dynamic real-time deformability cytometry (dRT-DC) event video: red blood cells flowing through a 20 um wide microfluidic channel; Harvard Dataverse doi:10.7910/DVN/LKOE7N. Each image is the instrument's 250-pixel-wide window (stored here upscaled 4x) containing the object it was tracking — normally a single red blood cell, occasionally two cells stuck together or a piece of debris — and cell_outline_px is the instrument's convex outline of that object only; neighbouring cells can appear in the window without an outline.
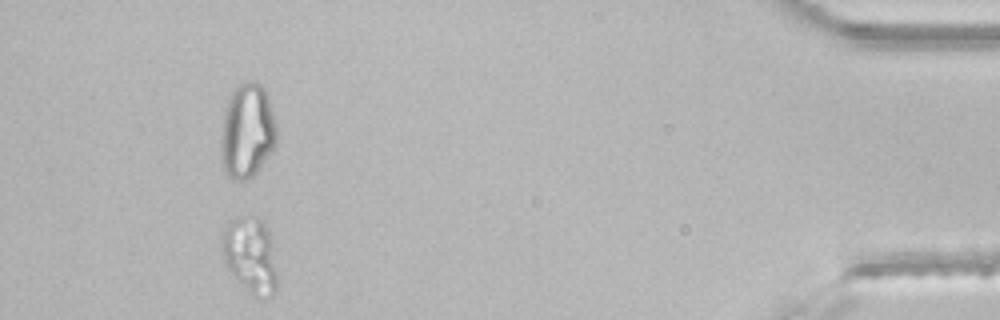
{"species": "common noctule bat (a hibernating species)", "species_latin": "Nyctalus noctula", "temperature_condition": "room temperature", "stored_images_in_passage": 40, "segment_of_instrument_passage": [2, 2], "camera_frame_rate_fps": 3000, "um_per_image_px": 0.085, "animal": {"sex": "male", "body_mass_g": 21.5, "forearm_length_mm": 52.0}, "frame": {"image": 1, "passage_image": 37, "time_ms": 12.0, "image_size_px": [1000, 320], "cell_outline_px": [[276, 292], [268, 300], [252, 296], [236, 280], [228, 268], [224, 256], [220, 236], [220, 232], [228, 220], [236, 216], [256, 216], [264, 220], [268, 232], [276, 272]], "centroid_in_image_um": [21.24, 21.69], "position_along_channel_um": 414.0, "area_um2": 24.8}}